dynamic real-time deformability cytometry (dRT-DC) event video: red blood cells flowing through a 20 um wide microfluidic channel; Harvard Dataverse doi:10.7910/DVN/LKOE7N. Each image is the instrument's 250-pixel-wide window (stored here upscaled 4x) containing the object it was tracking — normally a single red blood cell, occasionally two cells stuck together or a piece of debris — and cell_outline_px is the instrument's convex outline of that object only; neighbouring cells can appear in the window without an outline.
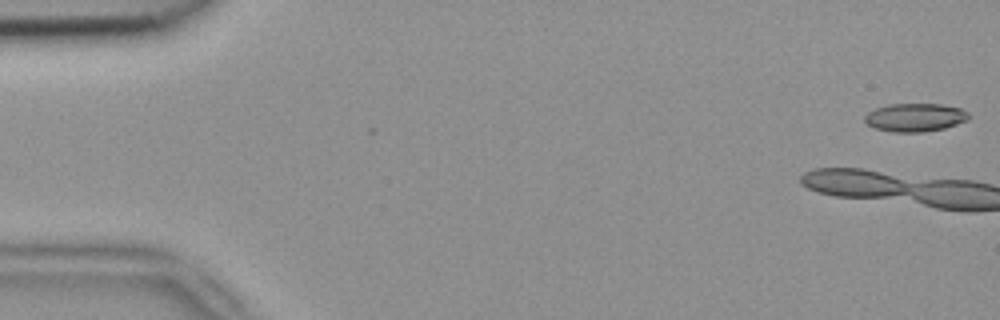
{"species": "common noctule bat (a hibernating species)", "species_latin": "Nyctalus noctula", "temperature_condition": "room temperature", "stored_images_in_passage": 7, "camera_frame_rate_fps": 3000, "um_per_image_px": 0.085, "animal": {"sex": "female", "body_mass_g": 18.4}, "frame": {"image": 1, "passage_image": 1, "time_ms": 0.0, "image_size_px": [1000, 320], "cell_outline_px": [[972, 116], [968, 120], [944, 128], [924, 132], [892, 132], [876, 128], [868, 124], [864, 120], [864, 116], [868, 112], [876, 108], [888, 104], [944, 104], [960, 108], [968, 112]], "centroid_in_image_um": [77.81, 9.97], "position_along_channel_um": 7.2, "area_um2": 17.22}}
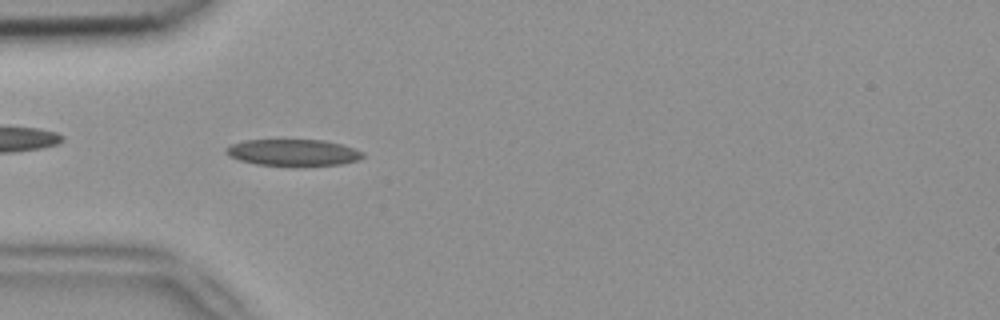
{"frame": {"image": 2, "passage_image": 6, "time_ms": 1.667, "image_size_px": [1000, 320], "cell_outline_px": [[364, 156], [356, 160], [340, 164], [304, 168], [300, 168], [256, 164], [240, 160], [228, 156], [224, 152], [224, 148], [232, 144], [244, 140], [324, 140], [340, 144], [364, 152]], "centroid_in_image_um": [24.89, 13.0], "position_along_channel_um": 60.1, "area_um2": 21.79}}